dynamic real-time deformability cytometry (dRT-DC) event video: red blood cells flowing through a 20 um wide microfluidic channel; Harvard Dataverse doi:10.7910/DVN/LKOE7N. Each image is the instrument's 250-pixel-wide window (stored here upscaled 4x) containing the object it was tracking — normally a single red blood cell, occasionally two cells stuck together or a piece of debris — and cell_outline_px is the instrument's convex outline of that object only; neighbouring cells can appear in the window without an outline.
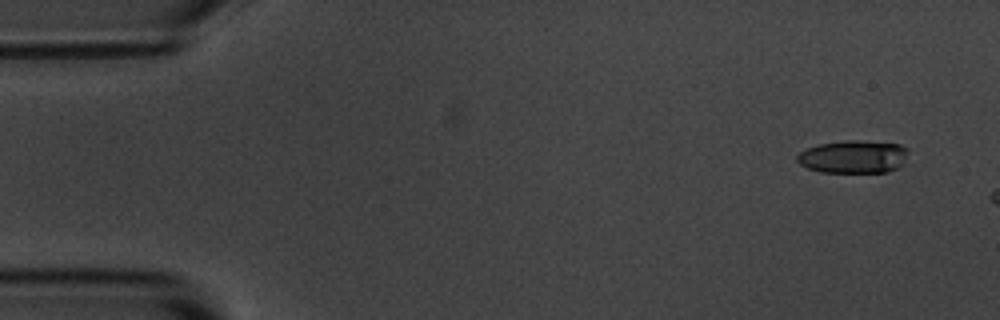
{"species": "common noctule bat (a hibernating species)", "species_latin": "Nyctalus noctula", "temperature_condition": "room temperature", "stored_images_in_passage": 2, "segment_of_instrument_passage": [2, 2], "camera_frame_rate_fps": 3000, "um_per_image_px": 0.085, "animal": {"sex": "male", "body_mass_g": 20.1, "forearm_length_mm": 53.5}, "frame": {"image": 1, "passage_image": 2, "time_ms": 2.0, "image_size_px": [1000, 320], "cell_outline_px": [[908, 148], [900, 164], [896, 168], [888, 172], [820, 172], [808, 168], [800, 164], [796, 160], [796, 156], [800, 152], [808, 148], [820, 144], [844, 140], [856, 140], [900, 144]], "centroid_in_image_um": [72.49, 13.32], "position_along_channel_um": 12.5, "area_um2": 21.04}}